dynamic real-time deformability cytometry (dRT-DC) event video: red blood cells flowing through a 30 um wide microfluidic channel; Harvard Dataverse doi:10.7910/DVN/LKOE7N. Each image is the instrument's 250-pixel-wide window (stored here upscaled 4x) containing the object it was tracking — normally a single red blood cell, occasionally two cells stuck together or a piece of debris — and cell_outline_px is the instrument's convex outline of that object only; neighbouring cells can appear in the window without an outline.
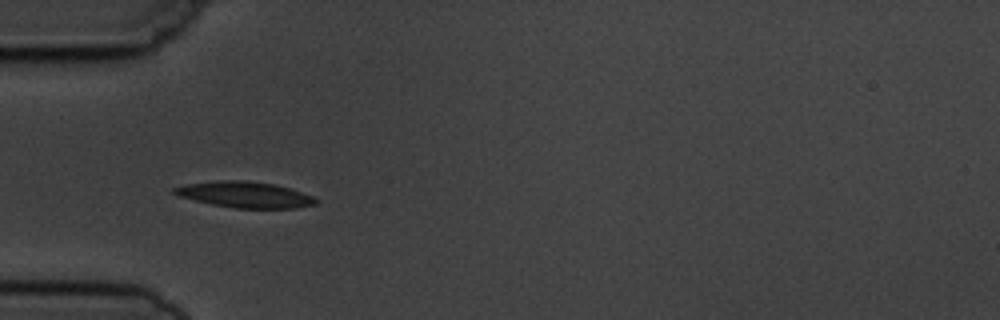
{"species": "common noctule bat (a hibernating species)", "species_latin": "Nyctalus noctula", "temperature_condition": "cold", "stored_images_in_passage": 5, "camera_frame_rate_fps": 3000, "um_per_image_px": 0.085, "animal": {"sex": "male", "body_mass_g": 19.5, "forearm_length_mm": 54.6}, "frame": {"image": 1, "passage_image": 4, "time_ms": 3.333, "image_size_px": [1000, 320], "cell_outline_px": [[320, 200], [316, 204], [296, 208], [236, 208], [212, 204], [180, 196], [172, 192], [172, 188], [184, 184], [220, 180], [248, 180], [276, 184], [312, 196]], "centroid_in_image_um": [20.82, 16.53], "position_along_channel_um": 64.2, "area_um2": 21.39}}
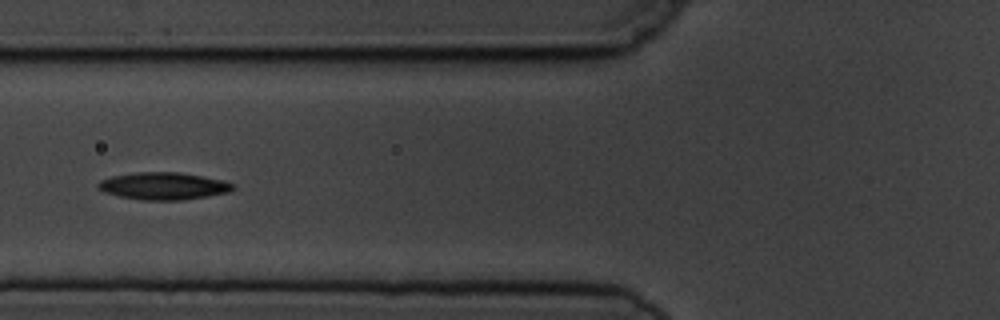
{"frame": {"image": 2, "passage_image": 5, "time_ms": 4.667, "image_size_px": [1000, 320], "cell_outline_px": [[236, 188], [228, 192], [208, 196], [184, 200], [140, 200], [120, 196], [104, 192], [96, 188], [96, 184], [100, 180], [112, 176], [136, 172], [180, 172], [224, 180], [236, 184]], "centroid_in_image_um": [13.91, 15.81], "position_along_channel_um": 111.9, "area_um2": 21.68}}